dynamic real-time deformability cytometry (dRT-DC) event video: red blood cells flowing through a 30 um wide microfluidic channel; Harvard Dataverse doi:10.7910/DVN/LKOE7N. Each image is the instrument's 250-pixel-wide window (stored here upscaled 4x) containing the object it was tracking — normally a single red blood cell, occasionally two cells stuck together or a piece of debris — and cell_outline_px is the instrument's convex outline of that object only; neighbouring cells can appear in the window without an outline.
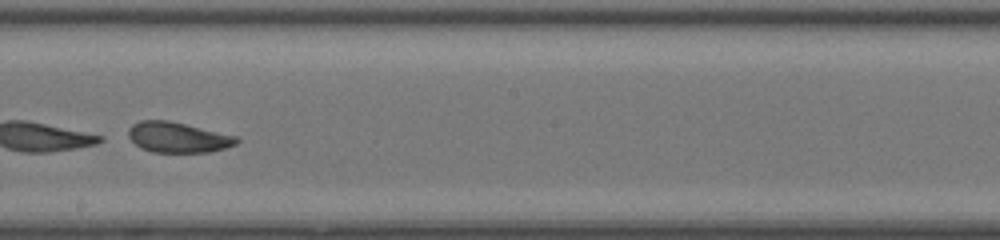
{"species": "common noctule bat (a hibernating species)", "species_latin": "Nyctalus noctula", "temperature_condition": "room temperature", "stored_images_in_passage": 28, "camera_frame_rate_fps": 3000, "um_per_image_px": 0.085, "animal": {"sex": "female", "body_mass_g": 20.0, "forearm_length_mm": 54.0}, "frame": {"image": 1, "passage_image": 13, "time_ms": 4.0, "image_size_px": [1000, 240], "cell_outline_px": [[240, 140], [236, 144], [224, 148], [208, 152], [152, 152], [140, 148], [128, 136], [128, 128], [132, 124], [140, 120], [168, 120], [236, 136]], "centroid_in_image_um": [15.08, 11.67], "position_along_channel_um": 233.1, "area_um2": 19.07}}
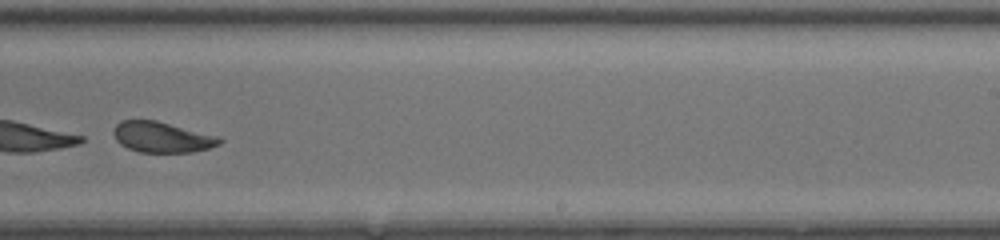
{"frame": {"image": 2, "passage_image": 16, "time_ms": 5.0, "image_size_px": [1000, 240], "cell_outline_px": [[224, 140], [220, 144], [208, 148], [192, 152], [140, 152], [128, 148], [120, 144], [116, 140], [112, 132], [116, 124], [120, 120], [156, 120], [216, 136]], "centroid_in_image_um": [13.73, 11.65], "position_along_channel_um": 275.3, "area_um2": 18.79}, "authors_computed_cell_mechanics": {"area_um2": 19.9699, "velocity_mm_per_s": 4.2544, "shape_relaxation_time_tau1_ms": 1.926, "shape_relaxation_time_tau2_ms": 1.4429, "deformation_change_tau1": 0.3074, "deformation_change_tau2": 0.0934}}